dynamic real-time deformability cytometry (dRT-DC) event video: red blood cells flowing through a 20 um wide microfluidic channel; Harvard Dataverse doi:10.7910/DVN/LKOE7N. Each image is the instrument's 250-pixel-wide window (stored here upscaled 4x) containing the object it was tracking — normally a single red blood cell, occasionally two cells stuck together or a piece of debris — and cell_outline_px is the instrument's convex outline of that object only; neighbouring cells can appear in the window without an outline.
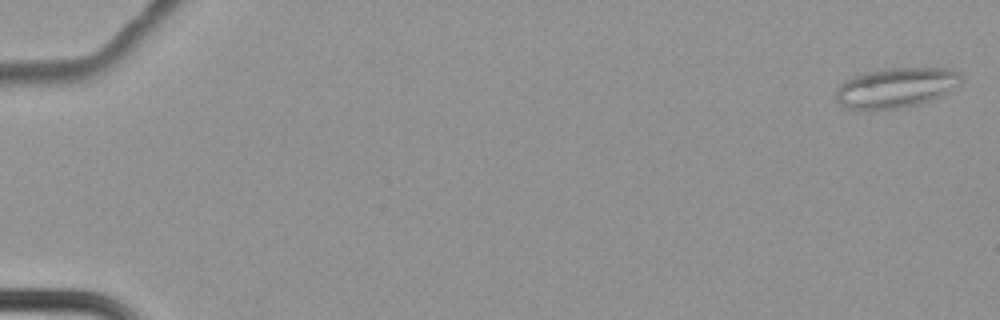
{"species": "common noctule bat (a hibernating species)", "species_latin": "Nyctalus noctula", "temperature_condition": "cold", "stored_images_in_passage": 63, "camera_frame_rate_fps": 3000, "um_per_image_px": 0.085, "animal": {"sex": "female", "body_mass_g": 22.7, "forearm_length_mm": 54.2}, "frame": {"image": 1, "passage_image": 2, "time_ms": 0.333, "image_size_px": [1000, 320], "cell_outline_px": [[960, 80], [948, 92], [932, 100], [916, 104], [896, 108], [844, 108], [836, 100], [836, 88], [844, 80], [852, 76], [864, 72], [884, 68], [948, 68], [960, 72]], "centroid_in_image_um": [76.11, 7.42], "position_along_channel_um": 8.9, "area_um2": 28.84}}
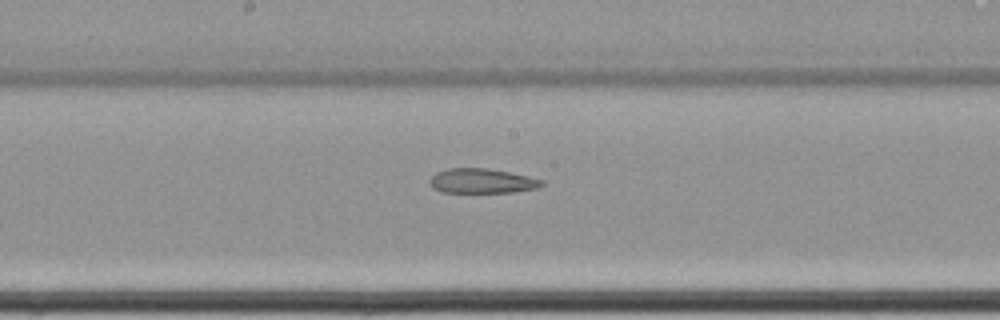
{"frame": {"image": 2, "passage_image": 36, "time_ms": 11.667, "image_size_px": [1000, 320], "cell_outline_px": [[544, 184], [536, 188], [512, 192], [440, 192], [432, 188], [428, 184], [428, 180], [436, 172], [448, 168], [488, 168], [528, 176], [544, 180]], "centroid_in_image_um": [40.91, 15.38], "position_along_channel_um": 207.3, "area_um2": 16.18}}
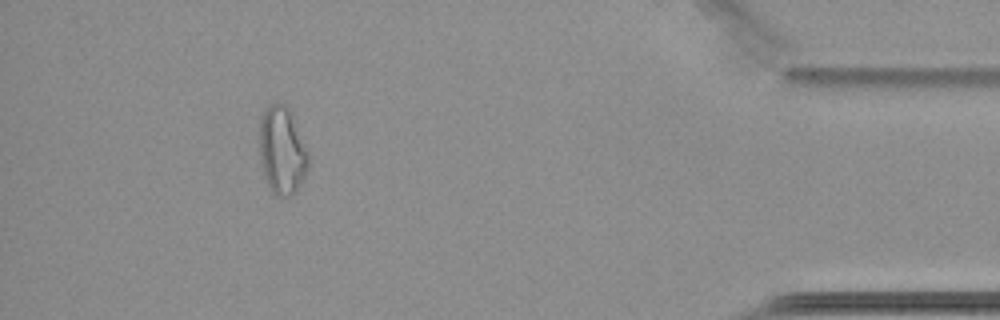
{"frame": {"image": 3, "passage_image": 58, "time_ms": 19.0, "image_size_px": [1000, 320], "cell_outline_px": [[308, 168], [304, 176], [296, 188], [288, 196], [276, 196], [272, 192], [264, 176], [260, 156], [260, 120], [268, 104], [284, 104], [292, 112], [308, 152]], "centroid_in_image_um": [23.97, 12.76], "position_along_channel_um": 411.2, "area_um2": 24.62}, "authors_computed_cell_mechanics": {"area_um2": 22.9466, "velocity_mm_per_s": 3.4654, "shape_relaxation_time_tau1_ms": null, "shape_relaxation_time_tau2_ms": 4.7225, "deformation_change_tau1": null, "deformation_change_tau2": 0.1415}}